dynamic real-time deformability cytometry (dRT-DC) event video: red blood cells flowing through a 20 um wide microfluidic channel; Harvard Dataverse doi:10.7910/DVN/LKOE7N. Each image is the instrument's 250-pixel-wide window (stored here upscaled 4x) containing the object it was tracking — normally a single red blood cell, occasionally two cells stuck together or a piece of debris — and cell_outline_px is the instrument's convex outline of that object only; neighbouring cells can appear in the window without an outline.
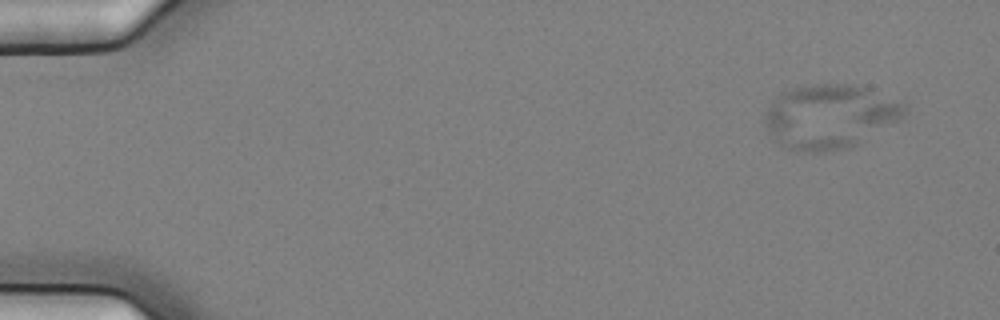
{"species": "common noctule bat (a hibernating species)", "species_latin": "Nyctalus noctula", "temperature_condition": "cold", "stored_images_in_passage": 59, "camera_frame_rate_fps": 3000, "um_per_image_px": 0.085, "animal": {"sex": "female", "body_mass_g": 25.1}, "frame": {"image": 1, "passage_image": 6, "time_ms": 1.667, "image_size_px": [1000, 320], "cell_outline_px": [[908, 112], [900, 120], [852, 148], [824, 152], [796, 152], [772, 140], [764, 116], [764, 112], [772, 100], [780, 92], [792, 88], [812, 84], [856, 84], [904, 104], [908, 108]], "centroid_in_image_um": [70.51, 9.92], "position_along_channel_um": 14.5, "area_um2": 52.71}}
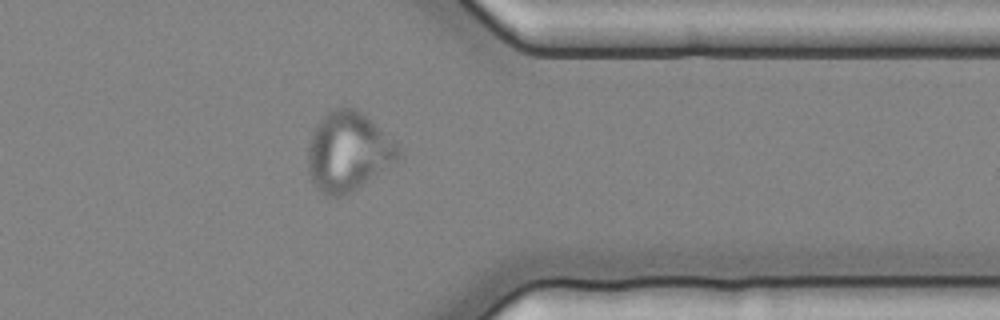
{"frame": {"image": 2, "passage_image": 48, "time_ms": 15.667, "image_size_px": [1000, 320], "cell_outline_px": [[404, 156], [400, 160], [352, 192], [340, 196], [328, 196], [320, 192], [316, 188], [308, 172], [308, 148], [312, 132], [316, 124], [332, 108], [344, 104], [360, 112], [372, 120], [400, 148]], "centroid_in_image_um": [29.61, 12.89], "position_along_channel_um": 381.8, "area_um2": 42.14}}
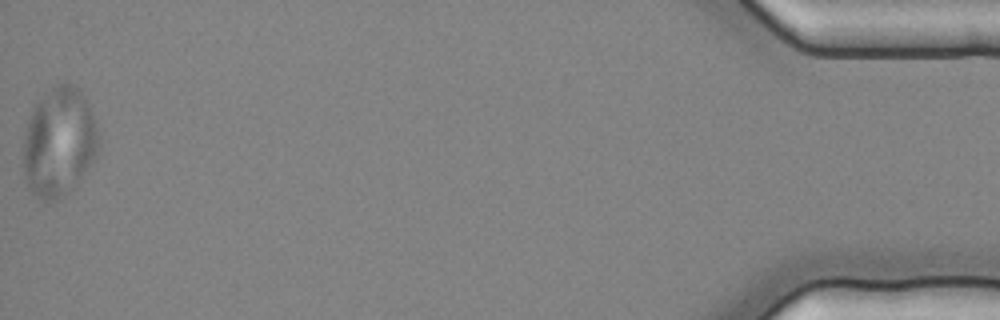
{"frame": {"image": 3, "passage_image": 59, "time_ms": 19.333, "image_size_px": [1000, 320], "cell_outline_px": [[100, 140], [96, 156], [72, 188], [60, 200], [44, 200], [36, 196], [32, 192], [28, 184], [24, 168], [24, 136], [28, 120], [32, 108], [60, 80], [68, 80], [84, 96], [88, 104], [96, 124]], "centroid_in_image_um": [5.03, 12.05], "position_along_channel_um": 430.2, "area_um2": 47.51}}